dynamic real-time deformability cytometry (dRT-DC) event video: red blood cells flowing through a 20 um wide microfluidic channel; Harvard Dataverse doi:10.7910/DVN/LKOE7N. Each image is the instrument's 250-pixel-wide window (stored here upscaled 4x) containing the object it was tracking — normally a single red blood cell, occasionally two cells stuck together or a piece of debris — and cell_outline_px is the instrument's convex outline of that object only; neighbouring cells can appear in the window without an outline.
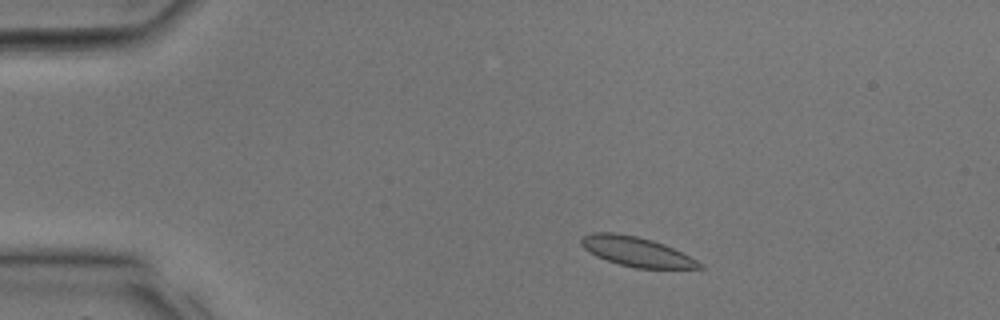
{"species": "common noctule bat (a hibernating species)", "species_latin": "Nyctalus noctula", "temperature_condition": "room temperature", "stored_images_in_passage": 18, "camera_frame_rate_fps": 3000, "um_per_image_px": 0.085, "animal": {"sex": "male", "body_mass_g": 17.9, "forearm_length_mm": 54.2}, "frame": {"image": 1, "passage_image": 4, "time_ms": 1.0, "image_size_px": [1000, 320], "cell_outline_px": [[704, 268], [636, 268], [620, 264], [596, 256], [584, 248], [580, 244], [580, 240], [584, 236], [592, 232], [612, 232], [636, 236], [652, 240], [664, 244], [704, 264]], "centroid_in_image_um": [54.08, 21.38], "position_along_channel_um": 30.9, "area_um2": 20.06}}
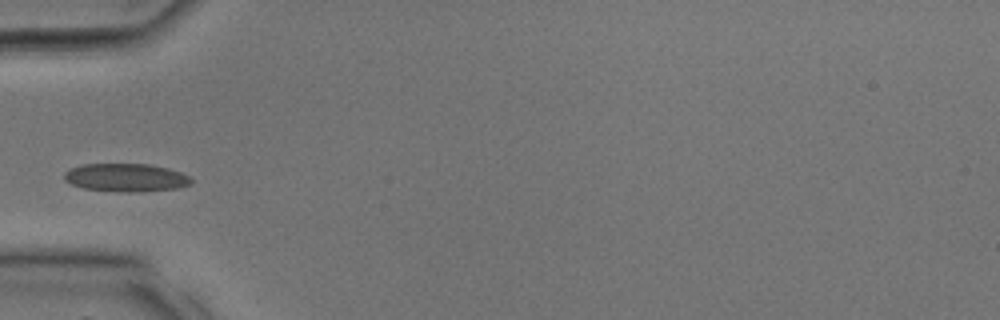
{"frame": {"image": 2, "passage_image": 9, "time_ms": 2.667, "image_size_px": [1000, 320], "cell_outline_px": [[192, 184], [176, 188], [140, 192], [120, 192], [84, 188], [72, 184], [64, 180], [64, 172], [68, 168], [84, 164], [148, 164], [168, 168], [180, 172], [188, 176], [192, 180]], "centroid_in_image_um": [10.68, 15.09], "position_along_channel_um": 74.3, "area_um2": 20.87}}
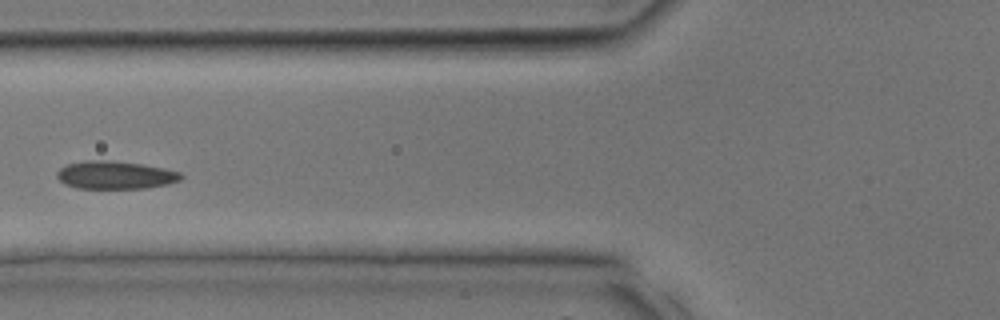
{"frame": {"image": 3, "passage_image": 11, "time_ms": 3.333, "image_size_px": [1000, 320], "cell_outline_px": [[184, 176], [180, 180], [168, 184], [144, 188], [76, 188], [64, 184], [56, 176], [56, 172], [64, 164], [84, 160], [108, 160], [140, 164], [164, 168], [180, 172]], "centroid_in_image_um": [9.76, 14.87], "position_along_channel_um": 116.0, "area_um2": 20.29}}